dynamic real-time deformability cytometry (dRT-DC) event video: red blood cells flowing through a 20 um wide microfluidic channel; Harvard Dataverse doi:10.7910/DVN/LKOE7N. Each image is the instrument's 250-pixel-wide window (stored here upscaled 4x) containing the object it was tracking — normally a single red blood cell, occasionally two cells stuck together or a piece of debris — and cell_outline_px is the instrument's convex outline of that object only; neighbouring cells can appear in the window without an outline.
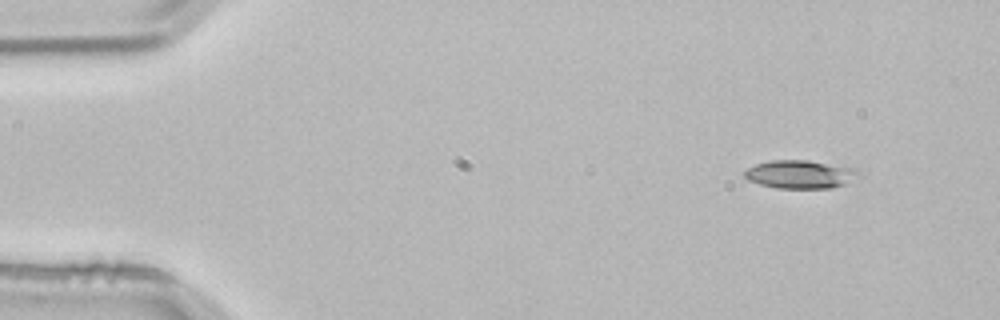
{"species": "common noctule bat (a hibernating species)", "species_latin": "Nyctalus noctula", "temperature_condition": "room temperature", "stored_images_in_passage": 3, "camera_frame_rate_fps": 3000, "um_per_image_px": 0.085, "animal": {"sex": "male", "body_mass_g": 21.5, "forearm_length_mm": 52.0}, "frame": {"image": 1, "passage_image": 1, "time_ms": 0.0, "image_size_px": [1000, 320], "cell_outline_px": [[864, 176], [844, 184], [828, 188], [776, 188], [760, 184], [748, 180], [744, 176], [744, 172], [748, 168], [756, 164], [768, 160], [808, 160], [856, 168]], "centroid_in_image_um": [68.06, 14.81], "position_along_channel_um": 16.9, "area_um2": 18.96}}
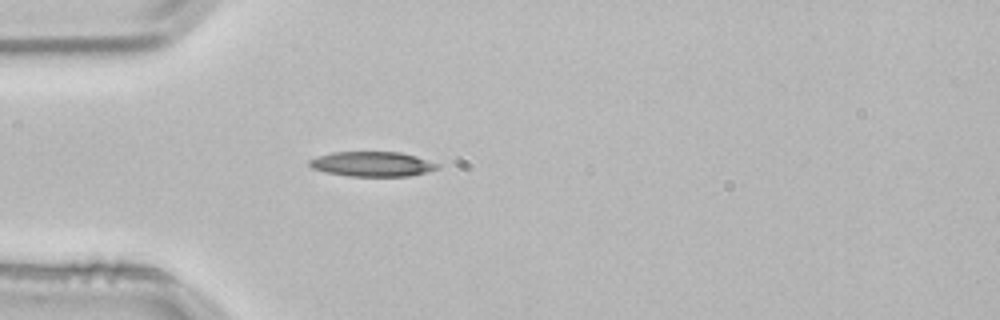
{"frame": {"image": 2, "passage_image": 3, "time_ms": 0.667, "image_size_px": [1000, 320], "cell_outline_px": [[440, 168], [408, 176], [348, 176], [328, 172], [312, 168], [308, 164], [308, 160], [332, 152], [400, 152], [416, 156], [440, 164]], "centroid_in_image_um": [31.66, 13.94], "position_along_channel_um": 53.3, "area_um2": 18.38}}